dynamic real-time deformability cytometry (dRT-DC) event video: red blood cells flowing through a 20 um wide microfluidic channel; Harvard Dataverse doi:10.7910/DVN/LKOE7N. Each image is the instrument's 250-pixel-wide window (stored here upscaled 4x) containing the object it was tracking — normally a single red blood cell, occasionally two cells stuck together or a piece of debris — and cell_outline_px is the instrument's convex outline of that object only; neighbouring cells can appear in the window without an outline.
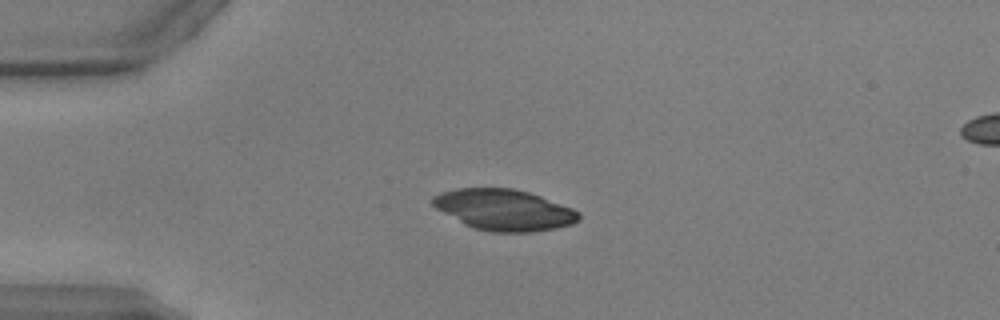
{"species": "common noctule bat (a hibernating species)", "species_latin": "Nyctalus noctula", "temperature_condition": "warm", "stored_images_in_passage": 39, "camera_frame_rate_fps": 3000, "um_per_image_px": 0.085, "animal": {"sex": "male", "body_mass_g": 17.9, "forearm_length_mm": 54.2}, "frame": {"image": 1, "passage_image": 1, "time_ms": 0.0, "image_size_px": [1000, 320], "cell_outline_px": [[580, 220], [572, 224], [556, 228], [532, 232], [492, 232], [476, 228], [464, 224], [436, 208], [432, 204], [432, 196], [440, 192], [456, 188], [512, 188], [528, 192], [540, 196], [572, 208], [580, 212]], "centroid_in_image_um": [42.85, 17.83], "position_along_channel_um": 42.2, "area_um2": 34.85}}
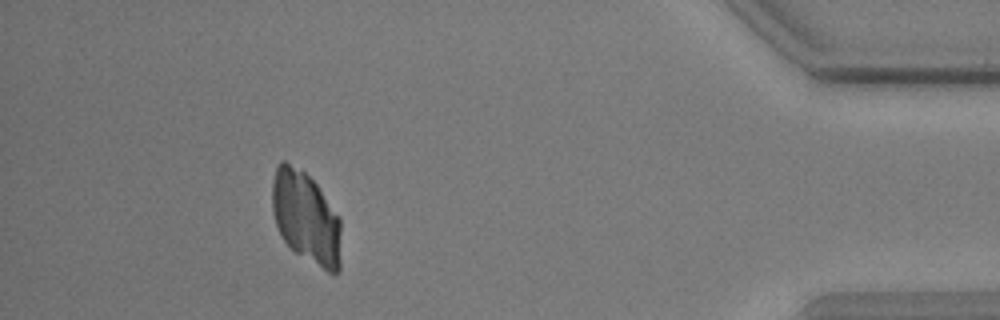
{"frame": {"image": 2, "passage_image": 35, "time_ms": 11.333, "image_size_px": [1000, 320], "cell_outline_px": [[340, 268], [336, 272], [328, 272], [296, 252], [284, 240], [276, 224], [272, 212], [272, 180], [276, 168], [280, 160], [284, 160], [304, 172], [316, 184], [340, 216]], "centroid_in_image_um": [26.0, 18.46], "position_along_channel_um": 409.2, "area_um2": 36.65}}